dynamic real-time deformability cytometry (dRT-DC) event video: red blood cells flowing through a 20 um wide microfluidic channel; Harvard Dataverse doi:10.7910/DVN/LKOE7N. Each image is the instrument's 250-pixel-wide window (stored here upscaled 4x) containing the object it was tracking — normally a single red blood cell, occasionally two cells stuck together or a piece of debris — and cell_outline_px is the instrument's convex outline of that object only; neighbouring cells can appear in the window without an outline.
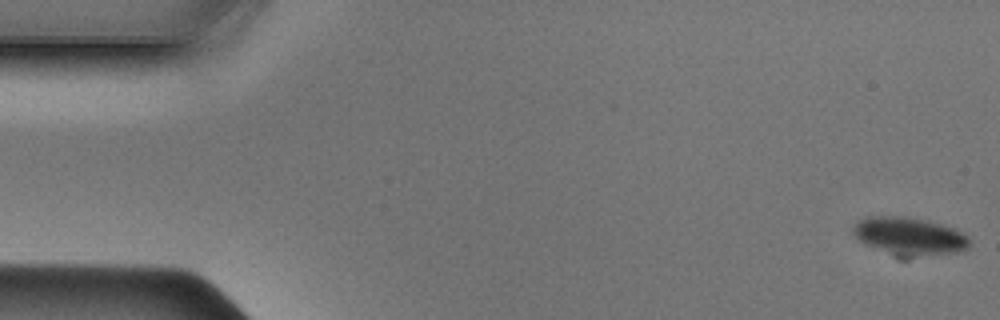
{"species": "Egyptian fruit bat (a non-hibernating species)", "species_latin": "Rousettus aegyptiacus", "temperature_condition": "cold", "stored_images_in_passage": 48, "camera_frame_rate_fps": 3000, "um_per_image_px": 0.085, "animal": {"sex": "male"}, "frame": {"image": 1, "passage_image": 1, "time_ms": 0.0, "image_size_px": [1000, 320], "cell_outline_px": [[968, 248], [956, 252], [904, 260], [900, 260], [860, 240], [852, 232], [852, 228], [860, 220], [868, 216], [904, 216], [924, 220], [940, 224], [952, 228], [968, 236]], "centroid_in_image_um": [77.29, 20.13], "position_along_channel_um": 7.7, "area_um2": 25.95}}
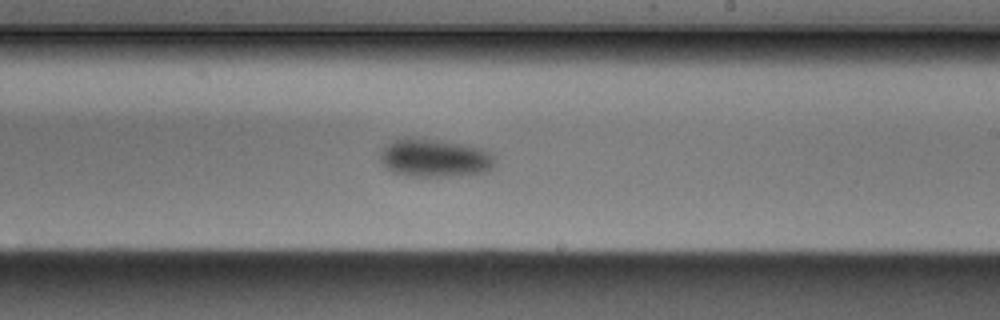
{"frame": {"image": 2, "passage_image": 28, "time_ms": 9.0, "image_size_px": [1000, 320], "cell_outline_px": [[496, 164], [488, 172], [460, 176], [408, 176], [392, 172], [384, 168], [380, 160], [380, 152], [392, 140], [404, 136], [440, 140], [464, 144], [480, 148], [496, 156]], "centroid_in_image_um": [36.95, 13.43], "position_along_channel_um": 252.1, "area_um2": 26.13}}
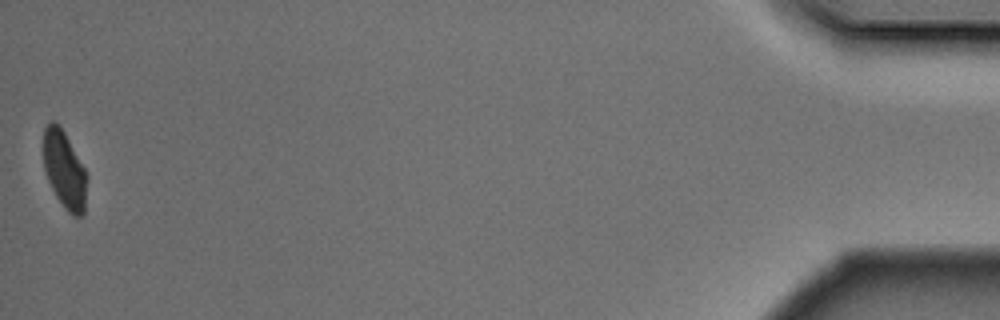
{"frame": {"image": 3, "passage_image": 48, "time_ms": 15.667, "image_size_px": [1000, 320], "cell_outline_px": [[88, 176], [84, 216], [72, 216], [64, 208], [56, 196], [48, 180], [44, 168], [44, 128], [52, 120], [64, 132], [84, 168]], "centroid_in_image_um": [5.5, 14.5], "position_along_channel_um": 429.7, "area_um2": 19.48}}